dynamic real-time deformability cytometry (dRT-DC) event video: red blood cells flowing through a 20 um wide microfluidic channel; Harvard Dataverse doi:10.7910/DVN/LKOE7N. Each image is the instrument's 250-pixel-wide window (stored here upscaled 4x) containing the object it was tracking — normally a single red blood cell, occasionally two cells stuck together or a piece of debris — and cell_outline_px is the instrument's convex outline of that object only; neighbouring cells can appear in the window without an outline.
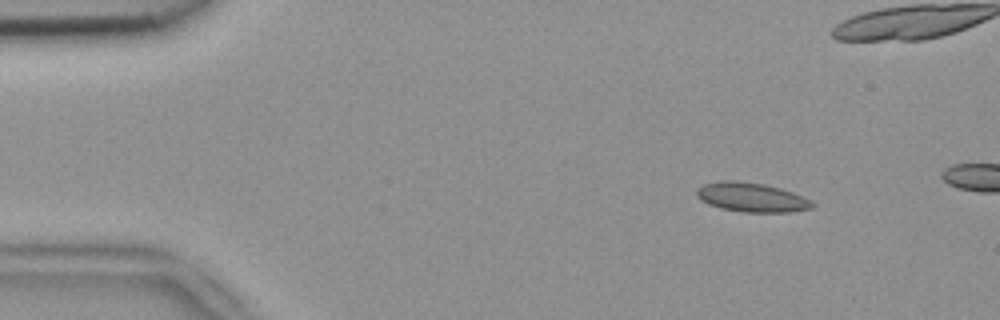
{"species": "common noctule bat (a hibernating species)", "species_latin": "Nyctalus noctula", "temperature_condition": "room temperature", "stored_images_in_passage": 4, "camera_frame_rate_fps": 3000, "um_per_image_px": 0.085, "animal": {"sex": "female", "body_mass_g": 18.4}, "frame": {"image": 1, "passage_image": 2, "time_ms": 0.333, "image_size_px": [1000, 320], "cell_outline_px": [[816, 204], [812, 208], [792, 212], [744, 212], [720, 208], [708, 204], [700, 200], [696, 196], [696, 188], [704, 184], [720, 180], [736, 180], [764, 184], [780, 188], [792, 192]], "centroid_in_image_um": [63.83, 16.77], "position_along_channel_um": 21.2, "area_um2": 19.77}}